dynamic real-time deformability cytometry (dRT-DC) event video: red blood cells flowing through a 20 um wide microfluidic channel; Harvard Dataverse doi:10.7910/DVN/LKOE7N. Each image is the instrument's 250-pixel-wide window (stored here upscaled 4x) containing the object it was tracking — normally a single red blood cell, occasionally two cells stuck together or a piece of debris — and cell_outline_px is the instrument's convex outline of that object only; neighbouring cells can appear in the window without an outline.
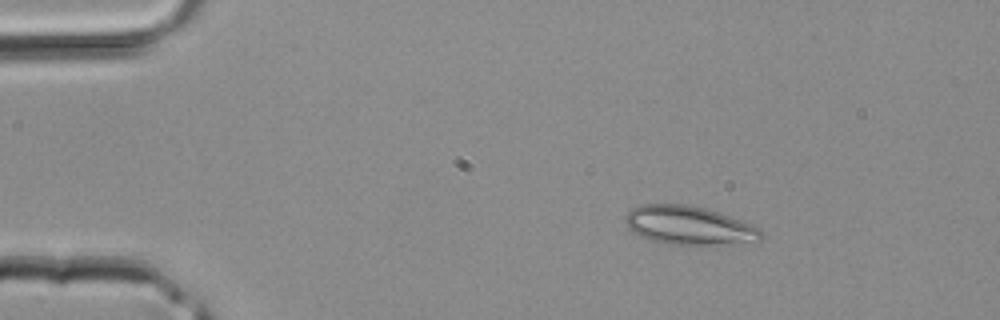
{"species": "common noctule bat (a hibernating species)", "species_latin": "Nyctalus noctula", "temperature_condition": "room temperature", "stored_images_in_passage": 35, "camera_frame_rate_fps": 3000, "um_per_image_px": 0.085, "animal": {"sex": "male", "body_mass_g": 20.4}, "frame": {"image": 1, "passage_image": 1, "time_ms": 0.0, "image_size_px": [1000, 320], "cell_outline_px": [[764, 236], [760, 240], [712, 248], [708, 248], [668, 244], [652, 240], [640, 236], [632, 232], [628, 228], [624, 216], [632, 208], [640, 204], [688, 204], [708, 208], [752, 224], [760, 228]], "centroid_in_image_um": [58.62, 19.2], "position_along_channel_um": 26.4, "area_um2": 31.85}}
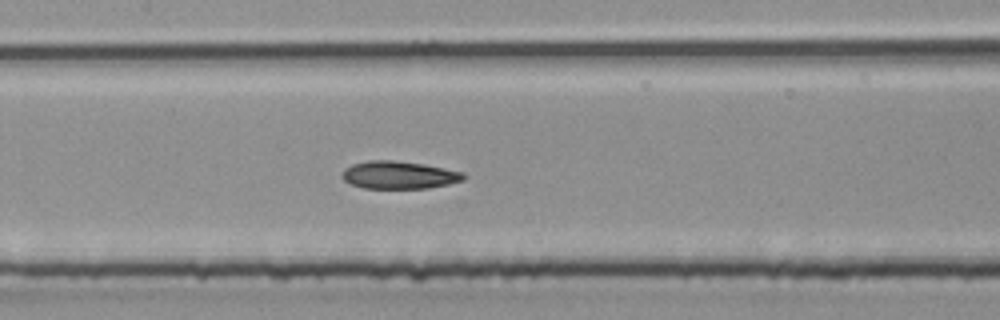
{"frame": {"image": 2, "passage_image": 14, "time_ms": 4.333, "image_size_px": [1000, 320], "cell_outline_px": [[468, 176], [464, 180], [448, 184], [428, 188], [364, 188], [352, 184], [344, 180], [344, 168], [352, 164], [368, 160], [396, 160], [424, 164], [464, 172]], "centroid_in_image_um": [33.96, 14.86], "position_along_channel_um": 173.4, "area_um2": 19.59}}
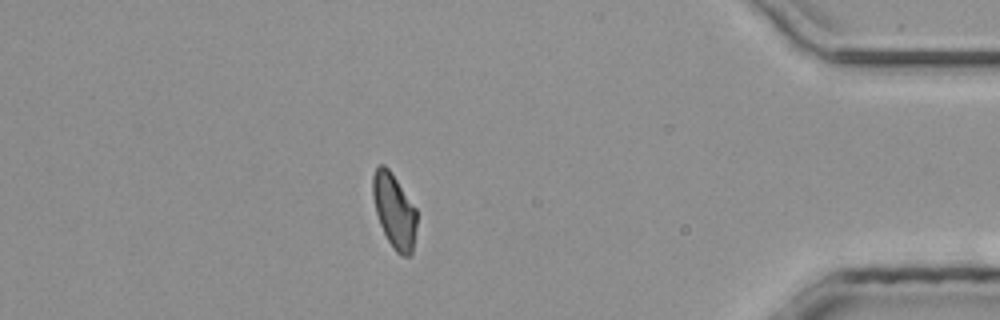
{"frame": {"image": 3, "passage_image": 30, "time_ms": 9.667, "image_size_px": [1000, 320], "cell_outline_px": [[416, 224], [412, 252], [408, 256], [400, 256], [396, 252], [388, 240], [380, 224], [376, 212], [372, 196], [372, 176], [376, 168], [380, 164], [384, 164], [388, 168], [416, 208]], "centroid_in_image_um": [33.49, 17.91], "position_along_channel_um": 401.7, "area_um2": 18.84}}